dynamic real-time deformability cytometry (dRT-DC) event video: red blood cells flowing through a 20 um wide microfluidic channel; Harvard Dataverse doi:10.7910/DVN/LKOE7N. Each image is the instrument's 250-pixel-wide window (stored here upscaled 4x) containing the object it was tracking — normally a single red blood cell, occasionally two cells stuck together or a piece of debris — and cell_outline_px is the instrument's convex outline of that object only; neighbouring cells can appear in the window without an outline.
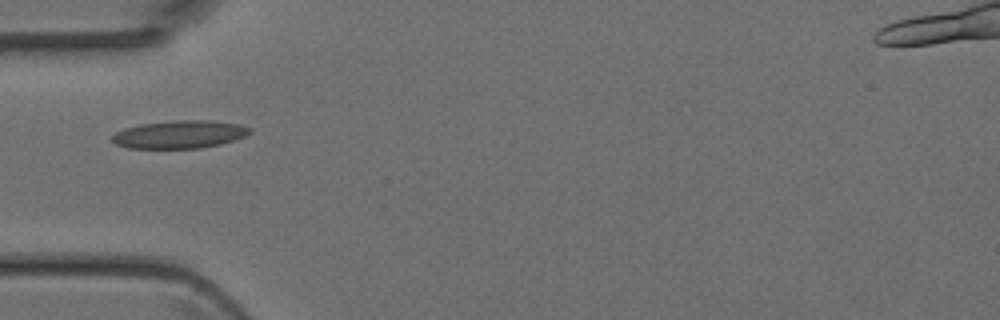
{"species": "Egyptian fruit bat (a non-hibernating species)", "species_latin": "Rousettus aegyptiacus", "temperature_condition": "room temperature", "stored_images_in_passage": 5, "camera_frame_rate_fps": 3000, "um_per_image_px": 0.085, "animal": {"sex": "female"}, "frame": {"image": 1, "passage_image": 3, "time_ms": 0.667, "image_size_px": [1000, 320], "cell_outline_px": [[252, 132], [244, 136], [220, 144], [200, 148], [128, 148], [116, 144], [112, 140], [112, 136], [116, 132], [124, 128], [140, 124], [172, 120], [212, 120], [240, 124], [252, 128]], "centroid_in_image_um": [15.27, 11.41], "position_along_channel_um": 69.7, "area_um2": 22.43}}
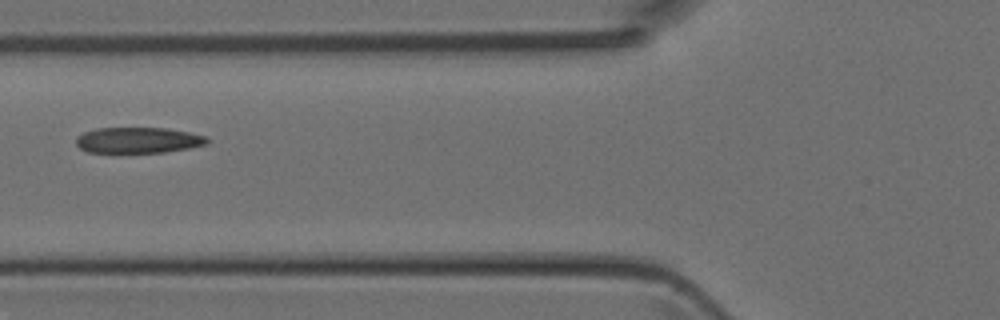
{"frame": {"image": 2, "passage_image": 4, "time_ms": 1.0, "image_size_px": [1000, 320], "cell_outline_px": [[208, 144], [188, 148], [164, 152], [88, 152], [80, 148], [76, 144], [76, 136], [84, 132], [96, 128], [168, 128], [208, 136]], "centroid_in_image_um": [11.75, 11.91], "position_along_channel_um": 114.1, "area_um2": 19.71}}
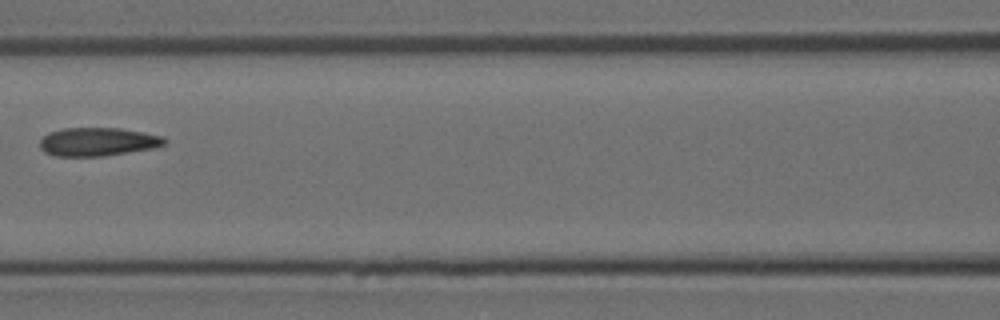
{"frame": {"image": 3, "passage_image": 5, "time_ms": 1.333, "image_size_px": [1000, 320], "cell_outline_px": [[168, 144], [152, 148], [128, 152], [100, 156], [56, 156], [44, 152], [40, 148], [40, 140], [44, 136], [52, 132], [64, 128], [120, 128], [144, 132], [164, 136], [168, 140]], "centroid_in_image_um": [8.36, 12.05], "position_along_channel_um": 158.2, "area_um2": 20.63}}